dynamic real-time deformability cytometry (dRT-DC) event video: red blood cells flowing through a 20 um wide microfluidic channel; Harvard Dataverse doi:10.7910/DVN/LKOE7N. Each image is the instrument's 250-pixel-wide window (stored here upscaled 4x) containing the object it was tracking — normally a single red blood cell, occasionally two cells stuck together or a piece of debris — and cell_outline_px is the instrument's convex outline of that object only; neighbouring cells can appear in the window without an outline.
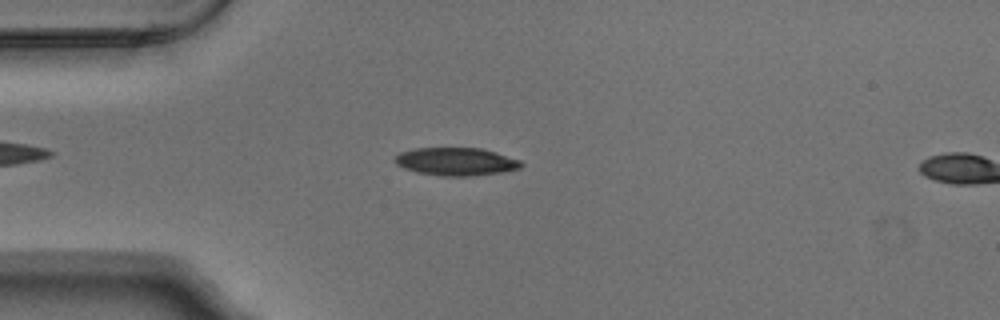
{"species": "Egyptian fruit bat (a non-hibernating species)", "species_latin": "Rousettus aegyptiacus", "temperature_condition": "warm", "stored_images_in_passage": 5, "camera_frame_rate_fps": 3000, "um_per_image_px": 0.085, "animal": {"sex": "male"}, "frame": {"image": 1, "passage_image": 4, "time_ms": 1.0, "image_size_px": [1000, 320], "cell_outline_px": [[524, 164], [520, 168], [500, 172], [468, 176], [440, 176], [416, 172], [404, 168], [396, 164], [392, 160], [400, 152], [416, 148], [480, 148], [496, 152], [520, 160]], "centroid_in_image_um": [38.74, 13.73], "position_along_channel_um": 46.3, "area_um2": 20.52}}